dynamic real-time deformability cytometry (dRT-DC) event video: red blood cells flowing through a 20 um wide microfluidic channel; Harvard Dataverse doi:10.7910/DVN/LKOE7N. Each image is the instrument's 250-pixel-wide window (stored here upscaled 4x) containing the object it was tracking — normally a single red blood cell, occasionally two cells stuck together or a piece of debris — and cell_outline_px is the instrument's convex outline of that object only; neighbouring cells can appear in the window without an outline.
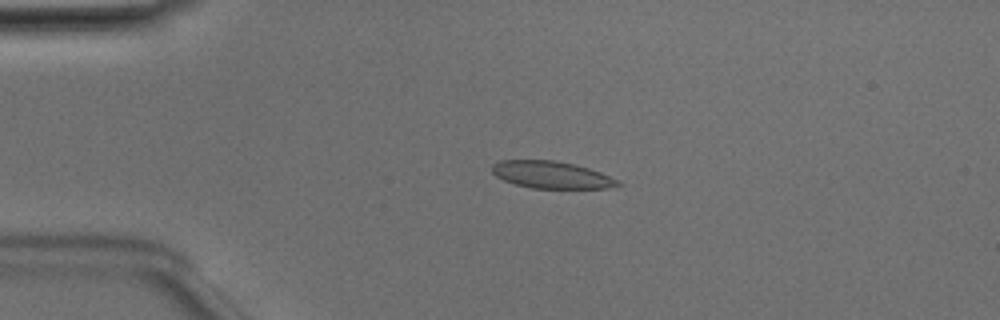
{"species": "Egyptian fruit bat (a non-hibernating species)", "species_latin": "Rousettus aegyptiacus", "temperature_condition": "room temperature", "stored_images_in_passage": 51, "camera_frame_rate_fps": 3000, "um_per_image_px": 0.085, "animal": {"sex": "male"}, "frame": {"image": 1, "passage_image": 12, "time_ms": 3.667, "image_size_px": [1000, 320], "cell_outline_px": [[624, 184], [608, 188], [532, 188], [516, 184], [504, 180], [496, 176], [492, 172], [492, 164], [500, 160], [552, 160], [576, 164], [600, 172], [620, 180]], "centroid_in_image_um": [46.9, 14.85], "position_along_channel_um": 38.1, "area_um2": 19.94}}
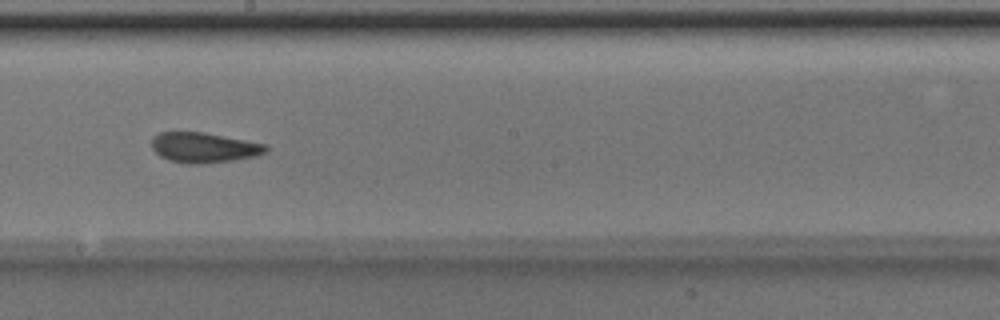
{"frame": {"image": 2, "passage_image": 29, "time_ms": 9.333, "image_size_px": [1000, 320], "cell_outline_px": [[268, 152], [256, 156], [232, 160], [200, 164], [184, 164], [168, 160], [160, 156], [152, 148], [152, 136], [160, 132], [204, 132], [268, 144]], "centroid_in_image_um": [17.35, 12.54], "position_along_channel_um": 230.9, "area_um2": 20.29}}
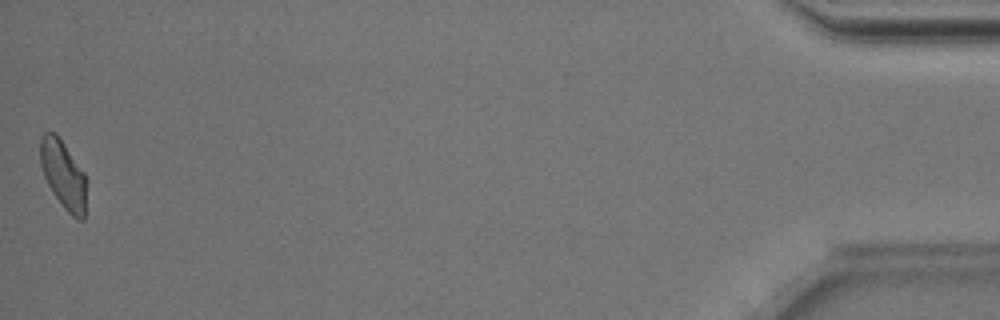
{"frame": {"image": 3, "passage_image": 51, "time_ms": 16.667, "image_size_px": [1000, 320], "cell_outline_px": [[88, 180], [84, 220], [80, 220], [72, 216], [64, 208], [52, 192], [44, 176], [40, 164], [40, 136], [44, 132], [56, 132], [84, 172]], "centroid_in_image_um": [5.4, 14.84], "position_along_channel_um": 429.8, "area_um2": 18.73}, "authors_computed_cell_mechanics": {"area_um2": 19.7676, "velocity_mm_per_s": 3.9896, "shape_relaxation_time_tau1_ms": 5.782, "shape_relaxation_time_tau2_ms": 2.2466, "deformation_change_tau1": 0.174, "deformation_change_tau2": 0.0769}}